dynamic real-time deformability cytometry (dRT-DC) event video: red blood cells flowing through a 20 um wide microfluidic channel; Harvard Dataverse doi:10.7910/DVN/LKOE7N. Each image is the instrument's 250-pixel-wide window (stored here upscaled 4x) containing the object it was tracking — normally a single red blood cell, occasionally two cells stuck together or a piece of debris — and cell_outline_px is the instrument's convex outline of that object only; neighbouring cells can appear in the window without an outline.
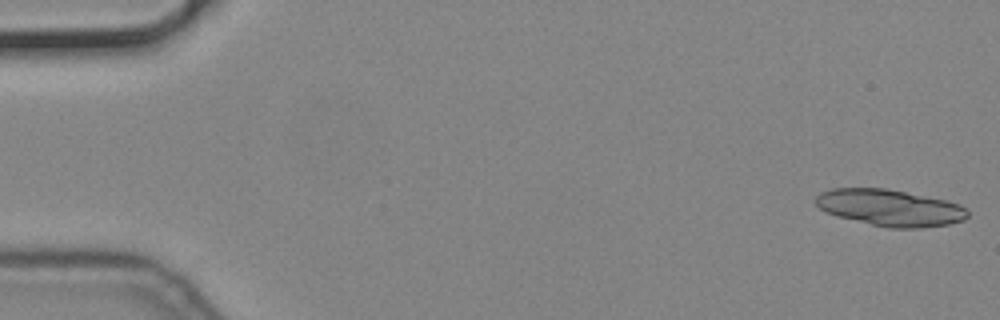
{"species": "common noctule bat (a hibernating species)", "species_latin": "Nyctalus noctula", "temperature_condition": "cold", "stored_images_in_passage": 24, "segment_of_instrument_passage": [1, 2], "camera_frame_rate_fps": 3000, "um_per_image_px": 0.085, "animal": {"sex": "male", "body_mass_g": 19.2, "forearm_length_mm": 51.8}, "frame": {"image": 1, "passage_image": 1, "time_ms": 0.0, "image_size_px": [1000, 320], "cell_outline_px": [[968, 216], [964, 220], [948, 224], [920, 228], [888, 228], [836, 216], [820, 208], [816, 204], [816, 196], [820, 192], [832, 188], [888, 188], [944, 200], [960, 204], [968, 212]], "centroid_in_image_um": [75.64, 17.65], "position_along_channel_um": 9.4, "area_um2": 32.25}}